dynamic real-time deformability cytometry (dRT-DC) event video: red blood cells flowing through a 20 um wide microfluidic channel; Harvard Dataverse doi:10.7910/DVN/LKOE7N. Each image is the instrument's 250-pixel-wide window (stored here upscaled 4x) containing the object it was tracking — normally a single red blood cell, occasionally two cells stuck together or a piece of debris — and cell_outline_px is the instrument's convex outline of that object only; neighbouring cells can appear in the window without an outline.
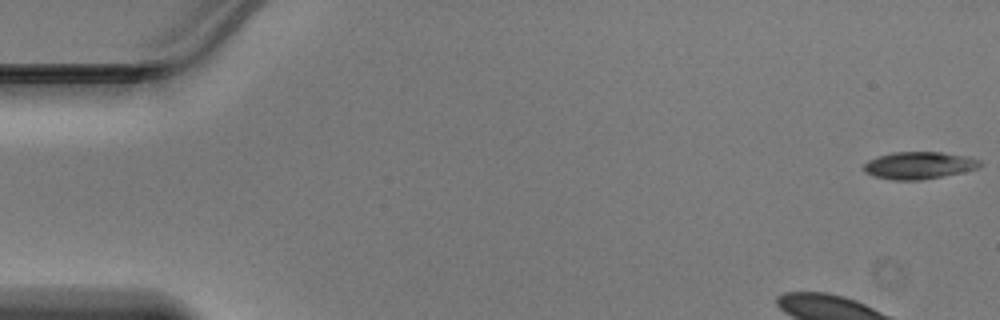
{"species": "Egyptian fruit bat (a non-hibernating species)", "species_latin": "Rousettus aegyptiacus", "temperature_condition": "warm", "stored_images_in_passage": 12, "camera_frame_rate_fps": 3000, "um_per_image_px": 0.085, "animal": {"sex": "male"}, "frame": {"image": 1, "passage_image": 1, "time_ms": 0.0, "image_size_px": [1000, 320], "cell_outline_px": [[984, 164], [976, 168], [960, 172], [920, 180], [892, 180], [872, 176], [864, 172], [864, 164], [868, 160], [876, 156], [892, 152], [940, 152], [968, 156], [980, 160]], "centroid_in_image_um": [78.07, 14.05], "position_along_channel_um": 6.9, "area_um2": 18.44}}